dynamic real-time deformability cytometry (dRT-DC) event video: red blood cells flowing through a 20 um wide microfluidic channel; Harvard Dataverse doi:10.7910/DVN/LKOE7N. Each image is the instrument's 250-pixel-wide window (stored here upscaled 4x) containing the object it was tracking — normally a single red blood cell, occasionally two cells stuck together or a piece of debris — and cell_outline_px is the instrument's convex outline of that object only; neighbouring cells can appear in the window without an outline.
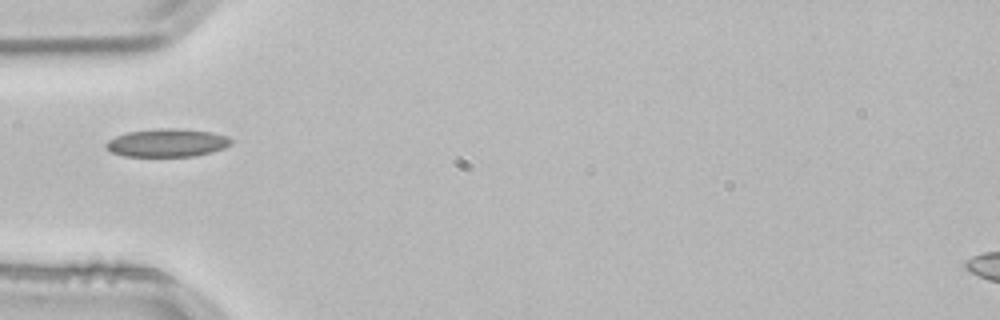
{"species": "common noctule bat (a hibernating species)", "species_latin": "Nyctalus noctula", "temperature_condition": "room temperature", "stored_images_in_passage": 3, "camera_frame_rate_fps": 3000, "um_per_image_px": 0.085, "animal": {"sex": "male", "body_mass_g": 21.5, "forearm_length_mm": 52.0}, "frame": {"image": 1, "passage_image": 3, "time_ms": 0.667, "image_size_px": [1000, 320], "cell_outline_px": [[232, 144], [224, 148], [212, 152], [192, 156], [124, 156], [112, 152], [104, 148], [104, 144], [108, 140], [116, 136], [128, 132], [156, 128], [180, 128], [208, 132], [228, 136], [232, 140]], "centroid_in_image_um": [14.19, 12.13], "position_along_channel_um": 70.8, "area_um2": 20.52}}